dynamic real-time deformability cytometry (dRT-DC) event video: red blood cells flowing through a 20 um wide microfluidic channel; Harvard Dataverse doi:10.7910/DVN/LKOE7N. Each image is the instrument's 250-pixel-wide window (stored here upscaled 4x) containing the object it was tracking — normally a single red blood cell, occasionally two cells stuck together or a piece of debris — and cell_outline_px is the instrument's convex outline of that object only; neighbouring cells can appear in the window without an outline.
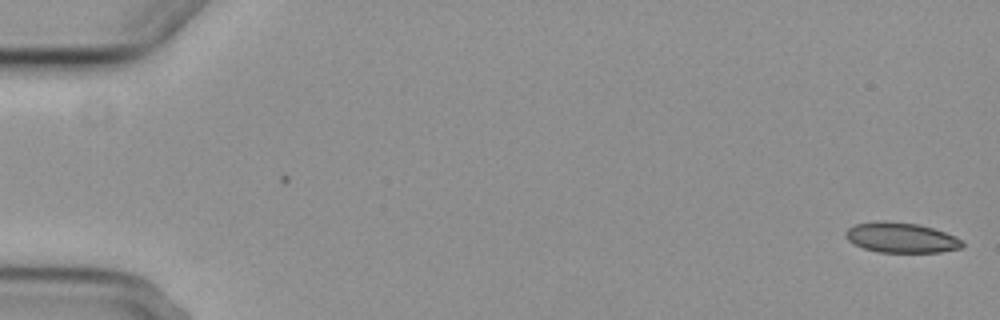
{"species": "common noctule bat (a hibernating species)", "species_latin": "Nyctalus noctula", "temperature_condition": "cold", "stored_images_in_passage": 2, "camera_frame_rate_fps": 3000, "um_per_image_px": 0.085, "animal": {"sex": "female", "body_mass_g": 29.2, "forearm_length_mm": 56.3}, "frame": {"image": 1, "passage_image": 2, "time_ms": 2.0, "image_size_px": [1000, 320], "cell_outline_px": [[964, 244], [960, 248], [940, 252], [876, 252], [864, 248], [848, 240], [844, 236], [844, 232], [848, 228], [856, 224], [880, 220], [916, 224], [932, 228], [944, 232], [960, 240]], "centroid_in_image_um": [76.54, 20.2], "position_along_channel_um": 8.5, "area_um2": 20.23}}